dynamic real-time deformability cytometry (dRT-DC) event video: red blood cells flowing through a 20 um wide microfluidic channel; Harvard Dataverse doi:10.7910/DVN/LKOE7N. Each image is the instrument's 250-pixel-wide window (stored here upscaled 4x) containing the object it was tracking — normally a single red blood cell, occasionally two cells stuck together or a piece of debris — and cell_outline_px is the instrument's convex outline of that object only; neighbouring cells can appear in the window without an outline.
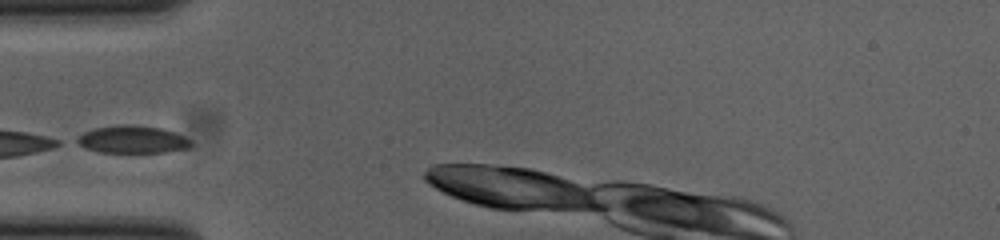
{"species": "common noctule bat (a hibernating species)", "species_latin": "Nyctalus noctula", "temperature_condition": "cold", "stored_images_in_passage": 7, "camera_frame_rate_fps": 3000, "um_per_image_px": 0.085, "animal": {"sex": "female", "body_mass_g": 23.0, "forearm_length_mm": 53.4}, "frame": {"image": 1, "passage_image": 1, "time_ms": 0.0, "image_size_px": [1000, 240], "cell_outline_px": [[192, 144], [188, 148], [164, 152], [100, 152], [84, 148], [76, 144], [72, 140], [84, 132], [96, 128], [120, 124], [132, 124], [160, 128], [176, 132], [192, 140]], "centroid_in_image_um": [11.22, 11.85], "position_along_channel_um": 73.8, "area_um2": 18.5}}
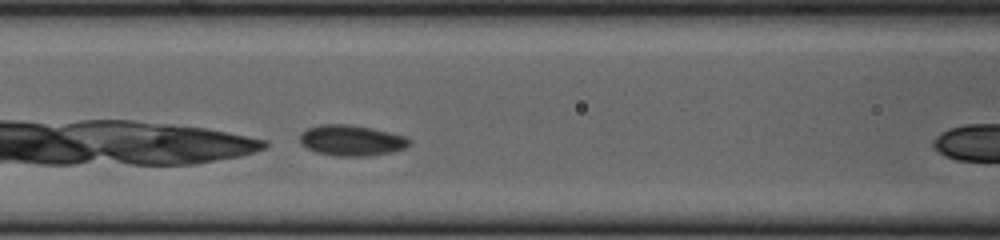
{"frame": {"image": 2, "passage_image": 6, "time_ms": 1.667, "image_size_px": [1000, 240], "cell_outline_px": [[412, 140], [404, 148], [392, 152], [368, 156], [336, 156], [316, 152], [308, 148], [300, 140], [300, 132], [308, 128], [320, 124], [348, 124], [372, 128], [404, 136]], "centroid_in_image_um": [29.87, 11.93], "position_along_channel_um": 136.7, "area_um2": 19.48}}